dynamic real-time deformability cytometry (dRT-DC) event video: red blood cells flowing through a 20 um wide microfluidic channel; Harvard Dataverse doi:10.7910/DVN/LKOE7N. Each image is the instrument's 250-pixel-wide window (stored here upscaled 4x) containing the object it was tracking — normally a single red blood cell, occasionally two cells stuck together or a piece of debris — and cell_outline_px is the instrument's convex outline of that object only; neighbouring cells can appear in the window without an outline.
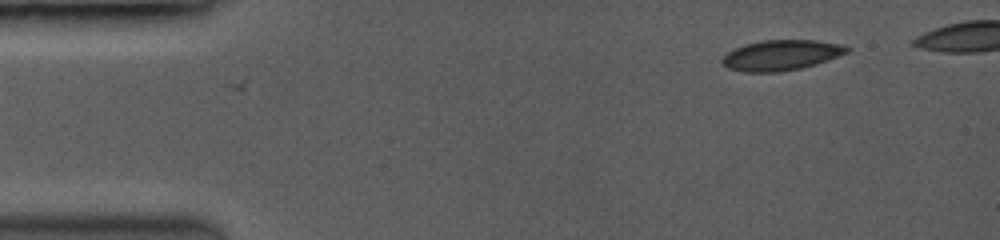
{"species": "common noctule bat (a hibernating species)", "species_latin": "Nyctalus noctula", "temperature_condition": "room temperature", "stored_images_in_passage": 8, "camera_frame_rate_fps": 3500, "um_per_image_px": 0.085, "animal": {"sex": "female", "body_mass_g": 19.0, "forearm_length_mm": 53.3}, "frame": {"image": 1, "passage_image": 1, "time_ms": 0.0, "image_size_px": [1000, 240], "cell_outline_px": [[848, 52], [800, 68], [776, 72], [748, 72], [728, 68], [720, 60], [728, 52], [736, 48], [748, 44], [764, 40], [812, 40], [840, 44], [848, 48]], "centroid_in_image_um": [66.35, 4.69], "position_along_channel_um": 18.7, "area_um2": 21.33}}